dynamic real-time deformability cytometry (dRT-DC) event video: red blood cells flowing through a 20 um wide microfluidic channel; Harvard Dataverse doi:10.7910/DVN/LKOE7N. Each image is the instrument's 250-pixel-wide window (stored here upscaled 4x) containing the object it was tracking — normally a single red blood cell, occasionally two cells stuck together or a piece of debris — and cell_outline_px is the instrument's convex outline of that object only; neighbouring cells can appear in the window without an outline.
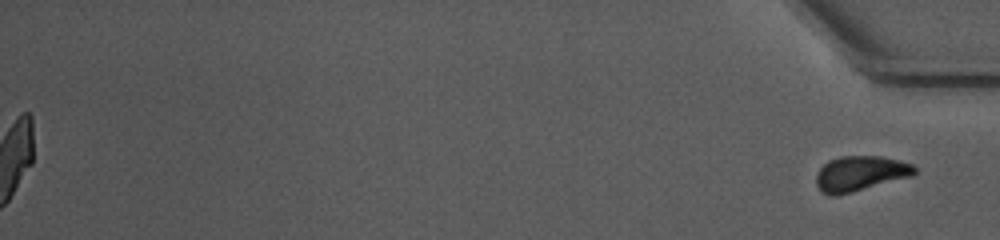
{"species": "common noctule bat (a hibernating species)", "species_latin": "Nyctalus noctula", "temperature_condition": "warm", "stored_images_in_passage": 40, "segment_of_instrument_passage": [2, 2], "camera_frame_rate_fps": 3000, "um_per_image_px": 0.085, "animal": {"sex": "female", "body_mass_g": 10.0, "forearm_length_mm": 53.1}, "frame": {"image": 1, "passage_image": 40, "time_ms": 13.0, "image_size_px": [1000, 240], "cell_outline_px": [[916, 172], [912, 176], [852, 192], [836, 196], [828, 196], [816, 184], [816, 172], [828, 160], [840, 156], [880, 156], [900, 160], [912, 164], [916, 168]], "centroid_in_image_um": [73.11, 14.74], "position_along_channel_um": 362.1, "area_um2": 20.17}}